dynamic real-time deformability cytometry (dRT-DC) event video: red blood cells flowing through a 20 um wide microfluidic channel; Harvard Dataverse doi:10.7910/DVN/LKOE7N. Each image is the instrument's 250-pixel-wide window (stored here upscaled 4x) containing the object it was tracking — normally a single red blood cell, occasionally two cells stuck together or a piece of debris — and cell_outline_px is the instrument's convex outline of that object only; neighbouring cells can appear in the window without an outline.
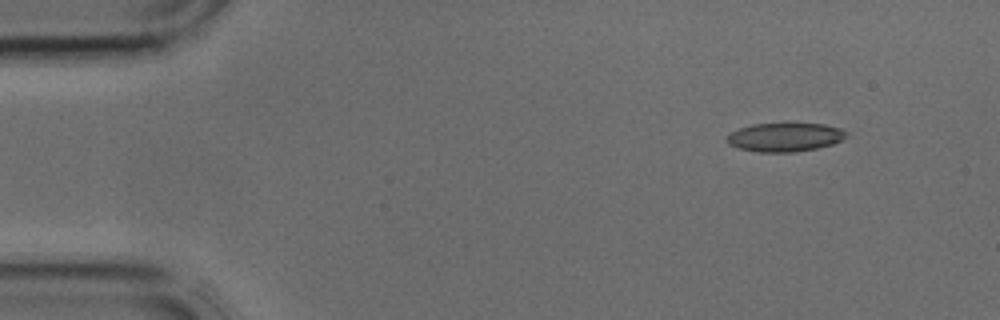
{"species": "common noctule bat (a hibernating species)", "species_latin": "Nyctalus noctula", "temperature_condition": "cold", "stored_images_in_passage": 2, "camera_frame_rate_fps": 3000, "um_per_image_px": 0.085, "animal": {"sex": "male", "body_mass_g": 17.9, "forearm_length_mm": 54.2}, "frame": {"image": 1, "passage_image": 1, "time_ms": 0.0, "image_size_px": [1000, 320], "cell_outline_px": [[848, 136], [832, 144], [816, 148], [792, 152], [756, 152], [740, 148], [728, 144], [724, 140], [728, 132], [752, 124], [784, 120], [788, 120], [824, 124], [840, 128], [848, 132]], "centroid_in_image_um": [66.68, 11.59], "position_along_channel_um": 18.3, "area_um2": 21.1}}